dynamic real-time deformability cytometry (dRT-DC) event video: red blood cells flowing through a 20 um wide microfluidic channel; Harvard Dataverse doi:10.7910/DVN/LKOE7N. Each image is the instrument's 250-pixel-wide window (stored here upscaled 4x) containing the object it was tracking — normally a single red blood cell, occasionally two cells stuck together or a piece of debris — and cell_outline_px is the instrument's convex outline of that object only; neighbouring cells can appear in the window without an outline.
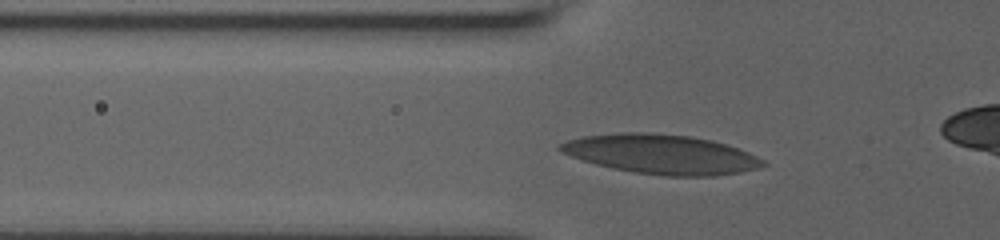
{"species": "human", "species_latin": "Homo sapiens", "temperature_condition": "room temperature", "stored_images_in_passage": 35, "camera_frame_rate_fps": 3000, "um_per_image_px": 0.085, "donor": {"sex": "male"}, "frame": {"image": 1, "passage_image": 7, "time_ms": 2.667, "image_size_px": [1000, 240], "cell_outline_px": [[768, 164], [760, 168], [740, 172], [716, 176], [668, 176], [636, 172], [612, 168], [580, 160], [560, 152], [556, 148], [560, 144], [568, 140], [584, 136], [620, 132], [648, 132], [688, 136], [712, 140], [748, 152], [764, 160]], "centroid_in_image_um": [56.19, 13.11], "position_along_channel_um": 69.6, "area_um2": 46.59}}
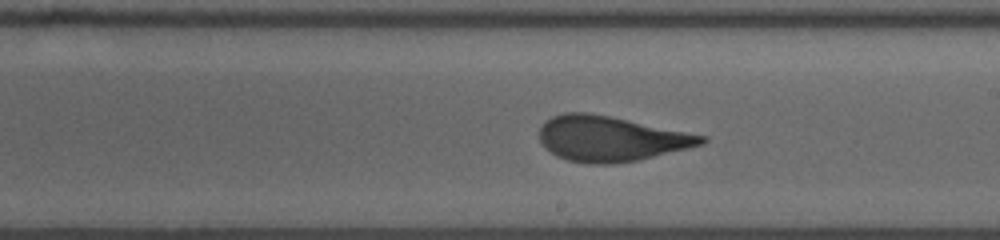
{"frame": {"image": 2, "passage_image": 23, "time_ms": 7.333, "image_size_px": [1000, 240], "cell_outline_px": [[708, 140], [704, 144], [640, 160], [612, 164], [588, 164], [568, 160], [556, 156], [544, 148], [540, 140], [540, 128], [552, 116], [564, 112], [588, 112], [708, 136]], "centroid_in_image_um": [51.91, 11.8], "position_along_channel_um": 237.1, "area_um2": 42.66}}
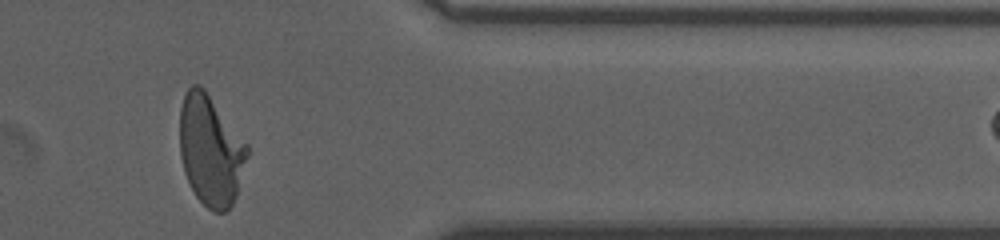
{"frame": {"image": 3, "passage_image": 34, "time_ms": 12.0, "image_size_px": [1000, 240], "cell_outline_px": [[248, 156], [236, 196], [232, 204], [224, 212], [212, 212], [196, 196], [184, 172], [180, 156], [180, 108], [184, 96], [188, 88], [192, 84], [200, 84], [204, 88], [248, 144]], "centroid_in_image_um": [17.9, 12.77], "position_along_channel_um": 393.5, "area_um2": 43.41}, "authors_computed_cell_mechanics": {"area_um2": 43.061, "velocity_mm_per_s": 3.654, "shape_relaxation_time_tau1_ms": 8.5227, "shape_relaxation_time_tau2_ms": 0.9246, "deformation_change_tau1": 0.2646, "deformation_change_tau2": 0.0695}}